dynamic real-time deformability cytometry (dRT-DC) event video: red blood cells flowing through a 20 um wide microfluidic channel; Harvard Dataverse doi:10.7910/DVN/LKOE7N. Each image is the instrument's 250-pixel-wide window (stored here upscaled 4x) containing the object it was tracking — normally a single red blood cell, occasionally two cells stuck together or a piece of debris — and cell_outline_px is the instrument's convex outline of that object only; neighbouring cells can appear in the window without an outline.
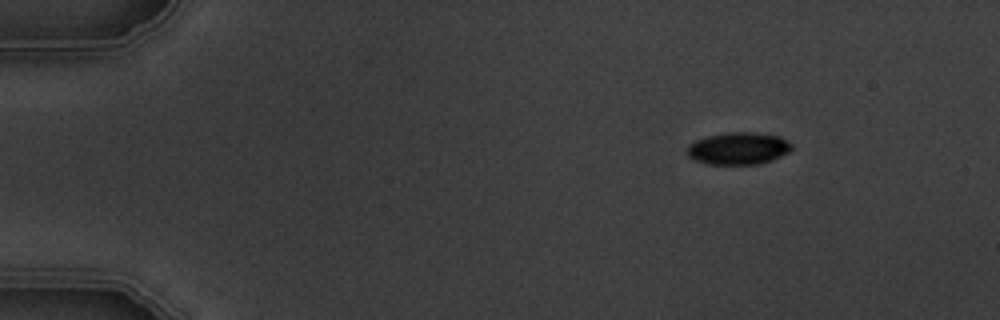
{"species": "common noctule bat (a hibernating species)", "species_latin": "Nyctalus noctula", "temperature_condition": "warm", "stored_images_in_passage": 6, "camera_frame_rate_fps": 3000, "um_per_image_px": 0.085, "animal": {"sex": "male", "body_mass_g": 19.5, "forearm_length_mm": 54.6}, "frame": {"image": 1, "passage_image": 1, "time_ms": 0.0, "image_size_px": [1000, 320], "cell_outline_px": [[792, 148], [788, 152], [772, 160], [760, 164], [708, 164], [696, 160], [688, 156], [688, 144], [696, 140], [708, 136], [728, 132], [752, 132], [780, 136], [792, 144]], "centroid_in_image_um": [62.77, 12.61], "position_along_channel_um": 22.2, "area_um2": 19.54}}
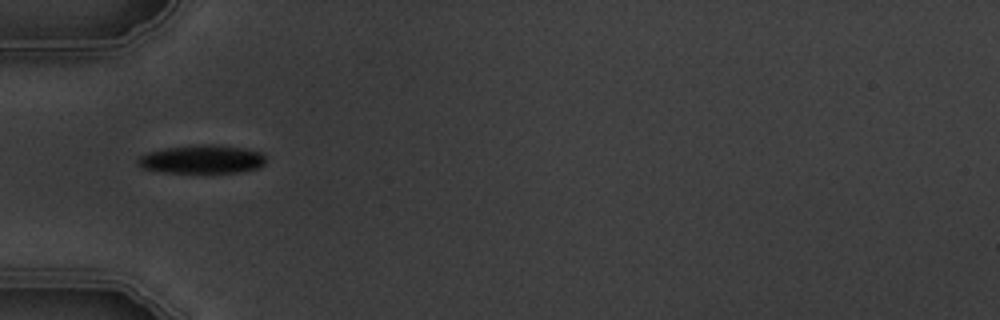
{"frame": {"image": 2, "passage_image": 4, "time_ms": 3.667, "image_size_px": [1000, 320], "cell_outline_px": [[264, 164], [260, 168], [236, 172], [164, 172], [140, 168], [136, 164], [136, 160], [140, 156], [148, 152], [164, 148], [200, 144], [212, 144], [244, 148], [260, 152], [264, 156]], "centroid_in_image_um": [17.13, 13.53], "position_along_channel_um": 67.9, "area_um2": 21.21}}